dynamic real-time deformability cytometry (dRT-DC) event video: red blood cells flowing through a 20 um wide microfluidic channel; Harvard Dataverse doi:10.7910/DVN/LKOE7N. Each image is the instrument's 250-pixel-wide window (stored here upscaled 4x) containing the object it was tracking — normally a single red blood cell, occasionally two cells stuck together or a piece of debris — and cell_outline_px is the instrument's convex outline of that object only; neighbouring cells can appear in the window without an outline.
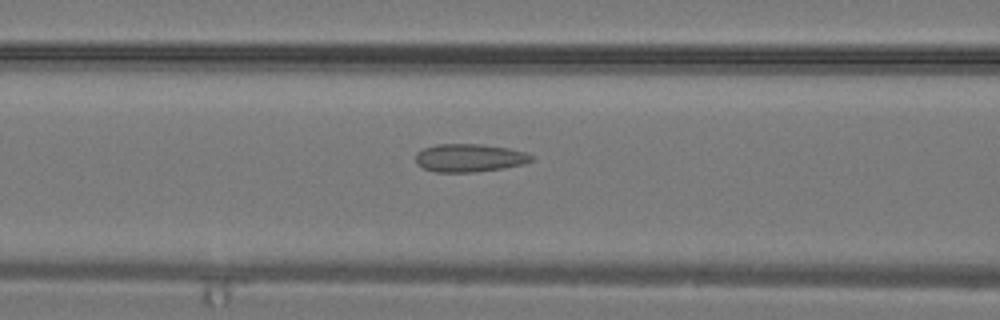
{"species": "common noctule bat (a hibernating species)", "species_latin": "Nyctalus noctula", "temperature_condition": "warm", "stored_images_in_passage": 16, "camera_frame_rate_fps": 3000, "um_per_image_px": 0.085, "animal": {"sex": "male", "body_mass_g": 19.2, "forearm_length_mm": 51.8}, "frame": {"image": 1, "passage_image": 7, "time_ms": 2.0, "image_size_px": [1000, 320], "cell_outline_px": [[532, 160], [524, 164], [504, 168], [472, 172], [436, 172], [424, 168], [416, 164], [416, 152], [424, 148], [436, 144], [480, 144], [508, 148], [524, 152], [532, 156]], "centroid_in_image_um": [39.87, 13.42], "position_along_channel_um": 126.7, "area_um2": 18.84}}
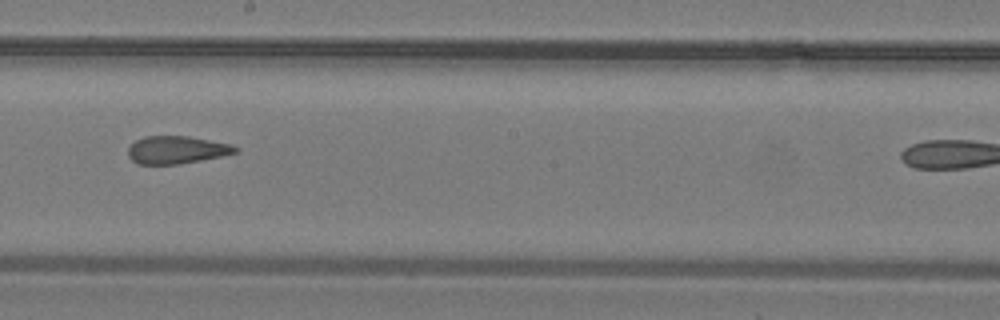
{"frame": {"image": 2, "passage_image": 12, "time_ms": 3.667, "image_size_px": [1000, 320], "cell_outline_px": [[240, 152], [200, 160], [176, 164], [136, 164], [128, 156], [128, 148], [136, 140], [144, 136], [188, 136], [232, 144], [240, 148]], "centroid_in_image_um": [15.03, 12.73], "position_along_channel_um": 233.2, "area_um2": 17.34}}
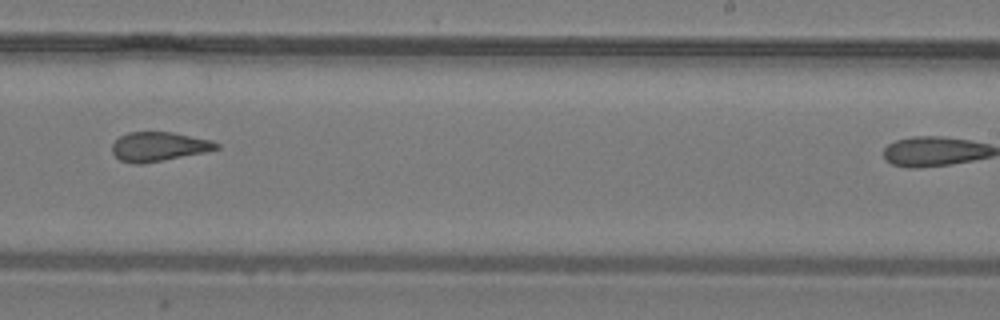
{"frame": {"image": 3, "passage_image": 14, "time_ms": 4.333, "image_size_px": [1000, 320], "cell_outline_px": [[220, 148], [204, 152], [140, 164], [136, 164], [120, 160], [112, 152], [112, 144], [120, 136], [128, 132], [172, 132], [212, 140], [220, 144]], "centroid_in_image_um": [13.5, 12.45], "position_along_channel_um": 275.5, "area_um2": 17.57}}